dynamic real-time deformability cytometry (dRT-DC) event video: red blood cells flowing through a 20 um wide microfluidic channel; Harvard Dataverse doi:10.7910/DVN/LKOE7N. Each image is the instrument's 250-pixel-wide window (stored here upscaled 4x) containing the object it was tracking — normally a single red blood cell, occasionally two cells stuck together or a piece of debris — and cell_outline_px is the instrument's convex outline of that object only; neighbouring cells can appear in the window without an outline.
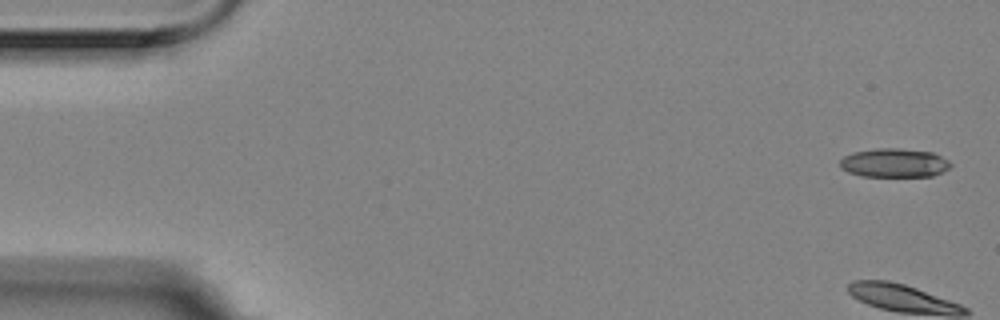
{"species": "Egyptian fruit bat (a non-hibernating species)", "species_latin": "Rousettus aegyptiacus", "temperature_condition": "room temperature", "stored_images_in_passage": 3, "camera_frame_rate_fps": 3000, "um_per_image_px": 0.085, "animal": {"sex": "female"}, "frame": {"image": 1, "passage_image": 1, "time_ms": 0.0, "image_size_px": [1000, 320], "cell_outline_px": [[952, 164], [948, 168], [932, 176], [860, 176], [848, 172], [840, 168], [840, 160], [844, 156], [852, 152], [876, 148], [900, 148], [932, 152], [948, 160]], "centroid_in_image_um": [75.97, 13.84], "position_along_channel_um": 9.0, "area_um2": 18.61}}